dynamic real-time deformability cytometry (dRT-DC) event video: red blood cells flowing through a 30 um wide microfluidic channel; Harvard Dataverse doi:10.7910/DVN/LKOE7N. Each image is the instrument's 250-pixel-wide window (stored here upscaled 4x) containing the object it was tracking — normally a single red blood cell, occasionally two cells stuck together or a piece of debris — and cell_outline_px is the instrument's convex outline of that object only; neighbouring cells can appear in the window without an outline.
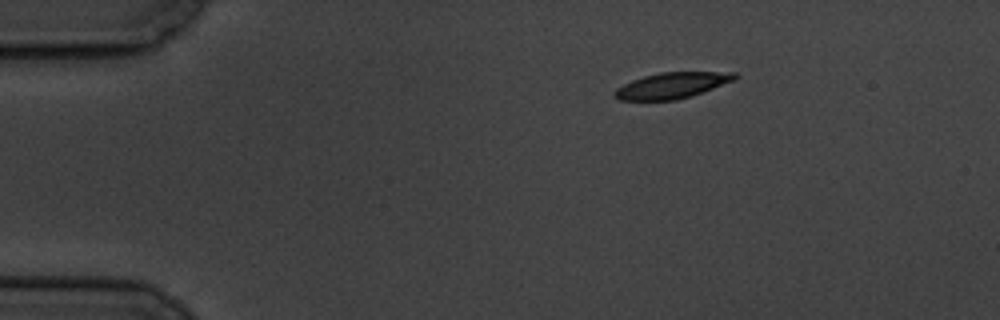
{"species": "common noctule bat (a hibernating species)", "species_latin": "Nyctalus noctula", "temperature_condition": "cold", "stored_images_in_passage": 7, "camera_frame_rate_fps": 3000, "um_per_image_px": 0.085, "animal": {"sex": "male", "body_mass_g": 19.5, "forearm_length_mm": 54.6}, "frame": {"image": 1, "passage_image": 1, "time_ms": 0.0, "image_size_px": [1000, 320], "cell_outline_px": [[740, 76], [736, 80], [692, 96], [676, 100], [620, 100], [612, 96], [612, 92], [616, 88], [632, 80], [644, 76], [660, 72], [736, 72]], "centroid_in_image_um": [57.14, 7.26], "position_along_channel_um": 27.9, "area_um2": 18.38}}
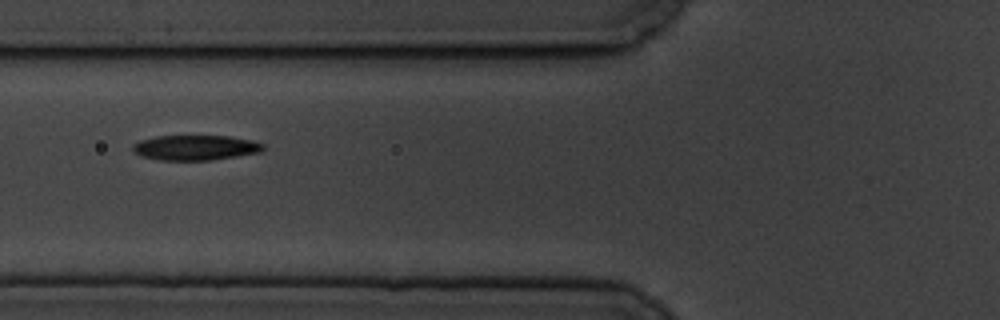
{"frame": {"image": 2, "passage_image": 4, "time_ms": 4.333, "image_size_px": [1000, 320], "cell_outline_px": [[264, 148], [260, 152], [212, 160], [160, 160], [144, 156], [136, 152], [132, 148], [132, 144], [140, 140], [156, 136], [232, 136], [252, 140], [264, 144]], "centroid_in_image_um": [16.63, 12.54], "position_along_channel_um": 109.2, "area_um2": 18.96}}
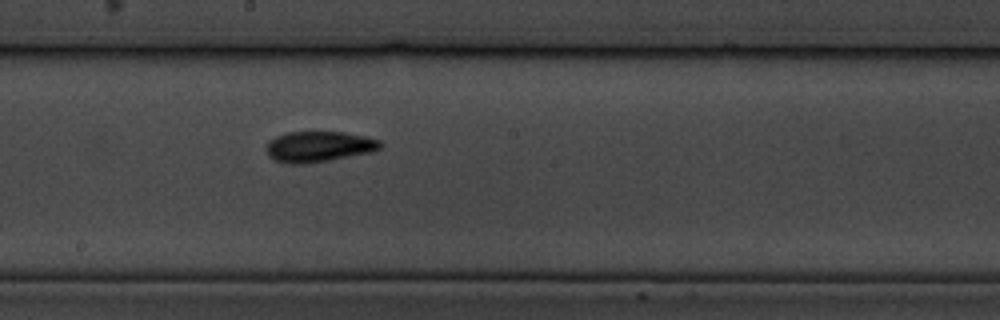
{"frame": {"image": 3, "passage_image": 7, "time_ms": 7.667, "image_size_px": [1000, 320], "cell_outline_px": [[384, 144], [380, 148], [372, 152], [308, 164], [288, 164], [276, 160], [268, 156], [264, 148], [264, 144], [268, 140], [276, 136], [288, 132], [344, 132], [364, 136], [380, 140]], "centroid_in_image_um": [27.05, 12.46], "position_along_channel_um": 221.1, "area_um2": 20.69}}